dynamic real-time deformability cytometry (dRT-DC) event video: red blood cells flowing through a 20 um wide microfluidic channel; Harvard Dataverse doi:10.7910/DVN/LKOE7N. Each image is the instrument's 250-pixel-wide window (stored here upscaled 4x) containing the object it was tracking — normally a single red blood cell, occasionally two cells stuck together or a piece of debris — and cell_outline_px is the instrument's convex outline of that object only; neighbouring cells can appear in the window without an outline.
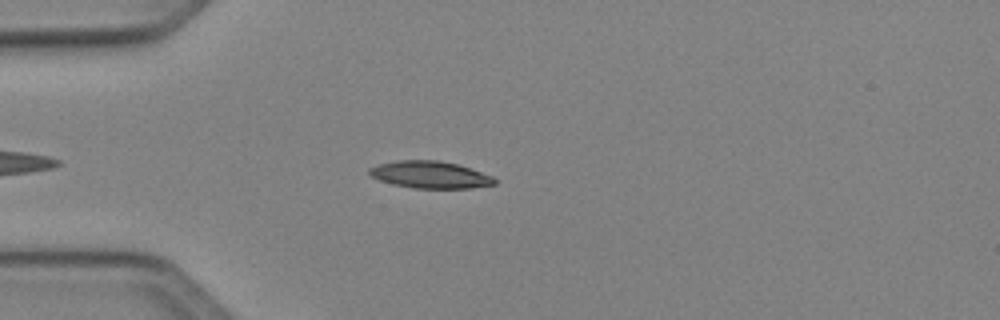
{"species": "Egyptian fruit bat (a non-hibernating species)", "species_latin": "Rousettus aegyptiacus", "temperature_condition": "cold", "stored_images_in_passage": 39, "camera_frame_rate_fps": 3000, "um_per_image_px": 0.085, "animal": {"sex": "female"}, "frame": {"image": 1, "passage_image": 6, "time_ms": 1.667, "image_size_px": [1000, 320], "cell_outline_px": [[496, 184], [468, 188], [416, 188], [392, 184], [380, 180], [372, 176], [368, 172], [368, 168], [380, 164], [396, 160], [440, 160], [456, 164], [492, 176], [496, 180]], "centroid_in_image_um": [36.53, 14.85], "position_along_channel_um": 48.5, "area_um2": 19.54}}
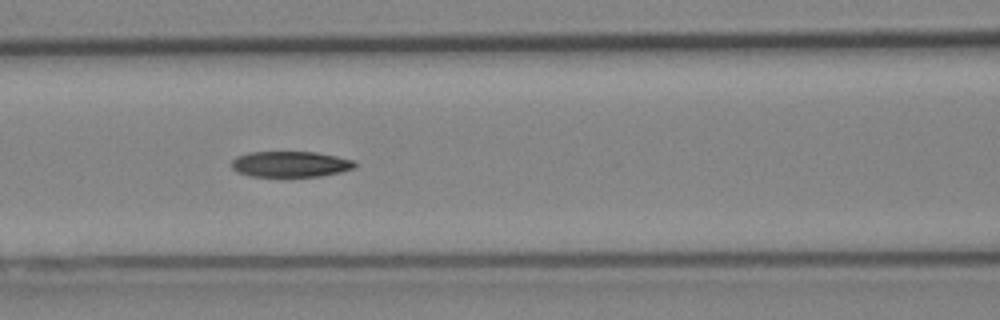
{"frame": {"image": 2, "passage_image": 14, "time_ms": 4.333, "image_size_px": [1000, 320], "cell_outline_px": [[356, 168], [340, 172], [320, 176], [248, 176], [236, 172], [232, 168], [232, 160], [236, 156], [248, 152], [316, 152], [356, 160]], "centroid_in_image_um": [24.69, 13.95], "position_along_channel_um": 141.9, "area_um2": 18.67}}
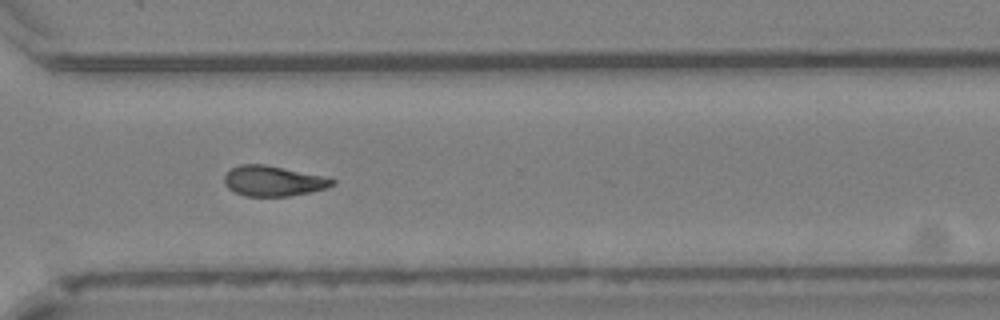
{"frame": {"image": 3, "passage_image": 29, "time_ms": 9.333, "image_size_px": [1000, 320], "cell_outline_px": [[336, 184], [324, 188], [308, 192], [288, 196], [244, 196], [228, 188], [224, 184], [224, 176], [232, 168], [240, 164], [264, 164], [320, 176], [336, 180]], "centroid_in_image_um": [23.17, 15.39], "position_along_channel_um": 347.4, "area_um2": 18.67}, "authors_computed_cell_mechanics": {"area_um2": 19.4786, "velocity_mm_per_s": 4.1018, "shape_relaxation_time_tau1_ms": 6.9362, "shape_relaxation_time_tau2_ms": null, "deformation_change_tau1": 0.1667, "deformation_change_tau2": null}}